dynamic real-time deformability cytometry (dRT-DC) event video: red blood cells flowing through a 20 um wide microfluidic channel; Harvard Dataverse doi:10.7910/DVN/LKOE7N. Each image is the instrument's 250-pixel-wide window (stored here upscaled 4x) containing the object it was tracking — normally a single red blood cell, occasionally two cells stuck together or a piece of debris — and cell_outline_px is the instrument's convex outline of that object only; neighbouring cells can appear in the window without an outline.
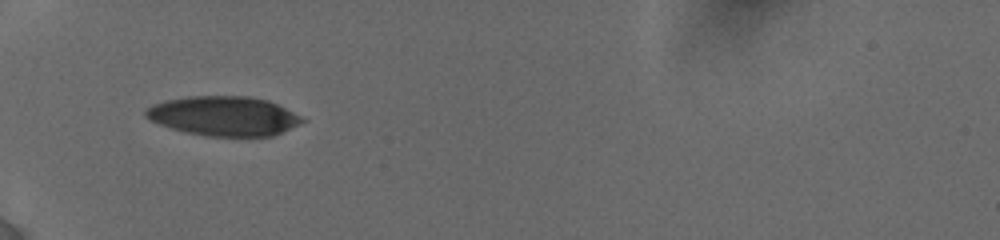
{"species": "human", "species_latin": "Homo sapiens", "temperature_condition": "cold", "stored_images_in_passage": 43, "camera_frame_rate_fps": 3000, "um_per_image_px": 0.085, "donor": {"sex": "female"}, "frame": {"image": 1, "passage_image": 1, "time_ms": 0.0, "image_size_px": [1000, 240], "cell_outline_px": [[308, 120], [300, 124], [272, 136], [208, 136], [184, 132], [160, 124], [144, 116], [144, 108], [152, 104], [164, 100], [188, 96], [252, 96], [268, 100]], "centroid_in_image_um": [18.99, 9.85], "position_along_channel_um": 66.0, "area_um2": 36.07}}
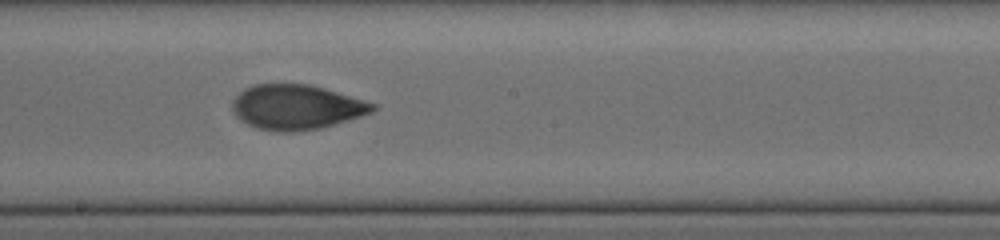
{"frame": {"image": 2, "passage_image": 24, "time_ms": 4.333, "image_size_px": [1000, 240], "cell_outline_px": [[376, 108], [372, 112], [360, 116], [320, 128], [292, 132], [276, 132], [256, 128], [240, 120], [232, 112], [232, 100], [244, 88], [252, 84], [308, 84], [324, 88], [364, 100], [376, 104]], "centroid_in_image_um": [25.14, 9.1], "position_along_channel_um": 223.1, "area_um2": 36.65}}
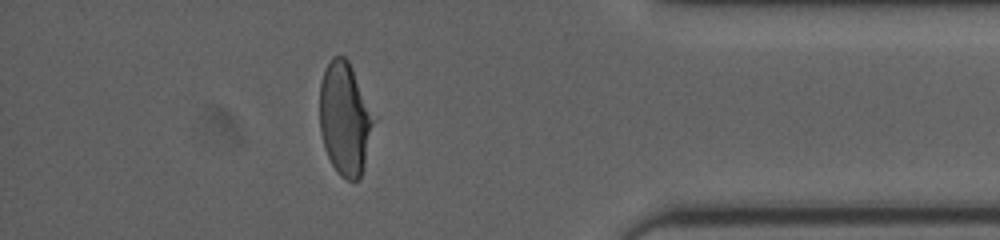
{"frame": {"image": 3, "passage_image": 38, "time_ms": 9.667, "image_size_px": [1000, 240], "cell_outline_px": [[376, 120], [364, 164], [360, 176], [356, 180], [348, 180], [340, 176], [332, 164], [324, 148], [320, 132], [320, 84], [324, 72], [332, 56], [344, 56], [348, 60], [376, 116]], "centroid_in_image_um": [29.33, 10.08], "position_along_channel_um": 405.9, "area_um2": 35.66}, "authors_computed_cell_mechanics": {"area_um2": 36.703, "velocity_mm_per_s": 3.8676, "shape_relaxation_time_tau1_ms": 5.1211, "shape_relaxation_time_tau2_ms": 1.5005, "deformation_change_tau1": 0.1931, "deformation_change_tau2": 0.0684}}